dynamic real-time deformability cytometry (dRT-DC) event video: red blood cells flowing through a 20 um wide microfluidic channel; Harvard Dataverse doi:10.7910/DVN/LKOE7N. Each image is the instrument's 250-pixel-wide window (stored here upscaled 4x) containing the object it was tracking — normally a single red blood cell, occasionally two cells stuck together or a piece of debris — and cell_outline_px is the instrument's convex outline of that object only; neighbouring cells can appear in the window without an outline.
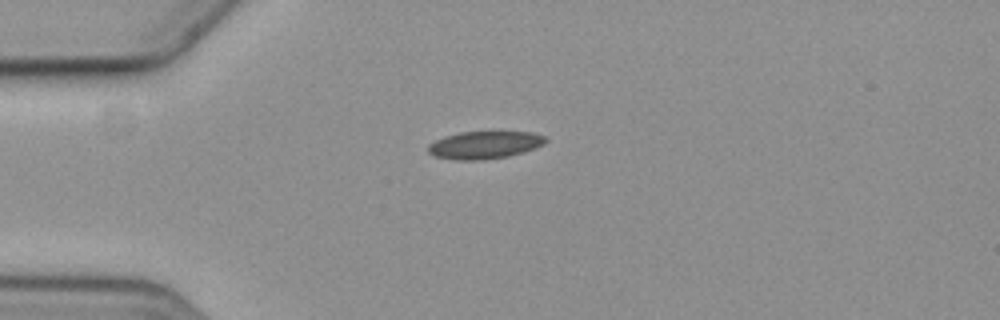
{"species": "common noctule bat (a hibernating species)", "species_latin": "Nyctalus noctula", "temperature_condition": "cold", "stored_images_in_passage": 3, "camera_frame_rate_fps": 3000, "um_per_image_px": 0.085, "animal": {"sex": "female", "body_mass_g": 19.3, "forearm_length_mm": 54.1}, "frame": {"image": 1, "passage_image": 1, "time_ms": 0.0, "image_size_px": [1000, 320], "cell_outline_px": [[548, 140], [544, 144], [524, 152], [508, 156], [484, 160], [456, 160], [436, 156], [428, 152], [428, 144], [444, 136], [460, 132], [532, 132], [544, 136]], "centroid_in_image_um": [41.19, 12.32], "position_along_channel_um": 43.8, "area_um2": 18.84}}
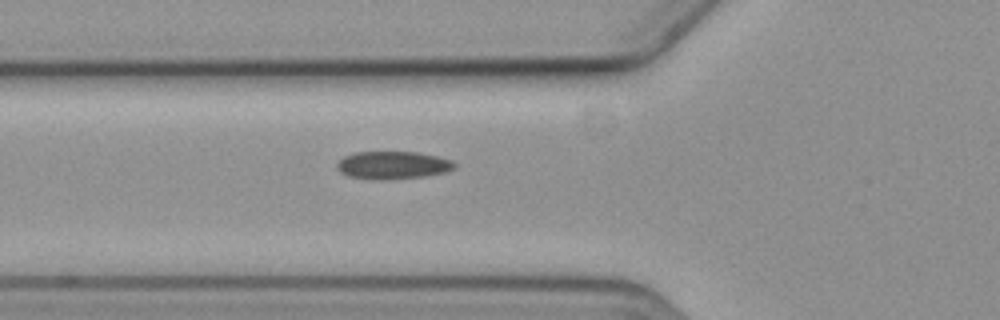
{"frame": {"image": 2, "passage_image": 3, "time_ms": 2.0, "image_size_px": [1000, 320], "cell_outline_px": [[456, 168], [444, 172], [424, 176], [348, 176], [340, 172], [336, 168], [336, 164], [344, 156], [352, 152], [420, 152], [452, 160], [456, 164]], "centroid_in_image_um": [33.42, 13.96], "position_along_channel_um": 92.4, "area_um2": 17.92}}